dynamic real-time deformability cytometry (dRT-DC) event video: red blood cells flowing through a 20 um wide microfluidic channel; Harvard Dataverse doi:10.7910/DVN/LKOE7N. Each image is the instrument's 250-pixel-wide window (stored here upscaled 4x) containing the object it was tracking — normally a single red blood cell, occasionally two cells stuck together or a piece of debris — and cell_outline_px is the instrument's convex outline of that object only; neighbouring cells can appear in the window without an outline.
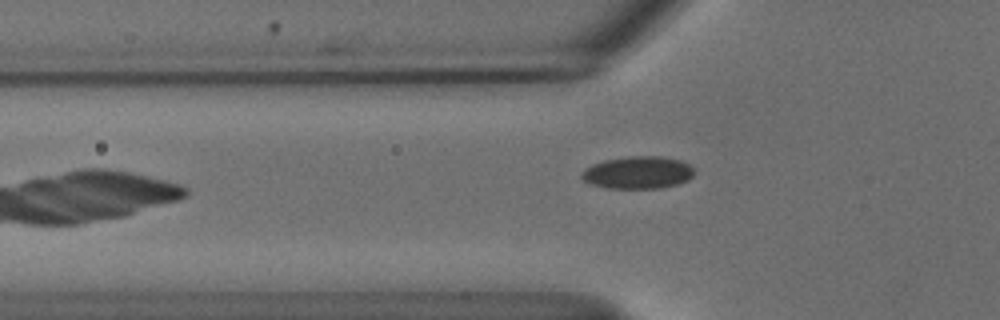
{"species": "common noctule bat (a hibernating species)", "species_latin": "Nyctalus noctula", "temperature_condition": "cold", "stored_images_in_passage": 34, "camera_frame_rate_fps": 3000, "um_per_image_px": 0.085, "animal": {"sex": "male", "body_mass_g": 18.8}, "frame": {"image": 1, "passage_image": 3, "time_ms": 0.667, "image_size_px": [1000, 320], "cell_outline_px": [[692, 176], [688, 180], [676, 184], [660, 188], [608, 188], [592, 184], [584, 180], [580, 176], [580, 172], [584, 168], [592, 164], [604, 160], [628, 156], [660, 156], [680, 160], [688, 164], [692, 168]], "centroid_in_image_um": [54.17, 14.66], "position_along_channel_um": 71.6, "area_um2": 21.21}}
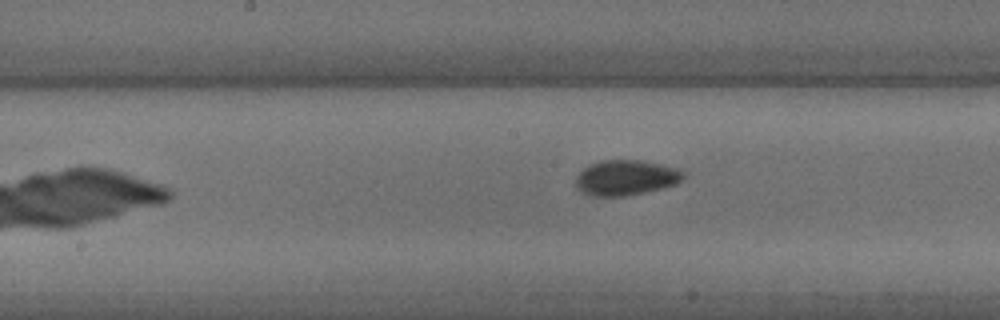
{"frame": {"image": 2, "passage_image": 13, "time_ms": 4.0, "image_size_px": [1000, 320], "cell_outline_px": [[684, 176], [676, 184], [660, 188], [624, 196], [592, 196], [584, 192], [576, 184], [576, 176], [588, 164], [600, 160], [644, 160], [680, 168], [684, 172]], "centroid_in_image_um": [53.22, 15.07], "position_along_channel_um": 195.0, "area_um2": 22.02}}
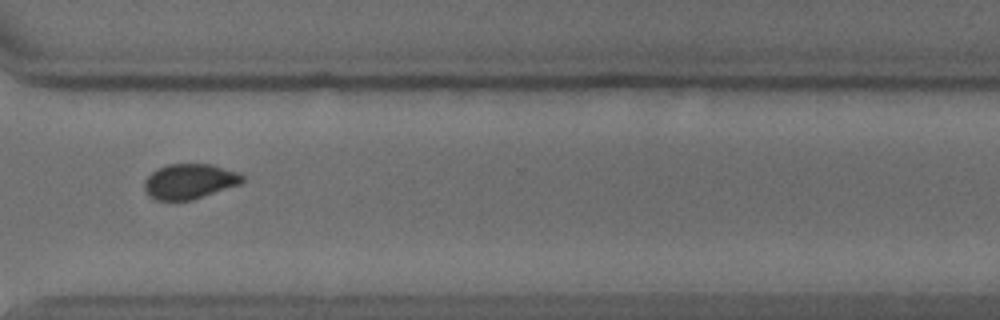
{"frame": {"image": 3, "passage_image": 26, "time_ms": 8.333, "image_size_px": [1000, 320], "cell_outline_px": [[244, 180], [240, 184], [192, 200], [156, 200], [144, 188], [144, 180], [156, 168], [168, 164], [212, 164], [236, 172], [244, 176]], "centroid_in_image_um": [16.11, 15.4], "position_along_channel_um": 354.5, "area_um2": 19.88}}